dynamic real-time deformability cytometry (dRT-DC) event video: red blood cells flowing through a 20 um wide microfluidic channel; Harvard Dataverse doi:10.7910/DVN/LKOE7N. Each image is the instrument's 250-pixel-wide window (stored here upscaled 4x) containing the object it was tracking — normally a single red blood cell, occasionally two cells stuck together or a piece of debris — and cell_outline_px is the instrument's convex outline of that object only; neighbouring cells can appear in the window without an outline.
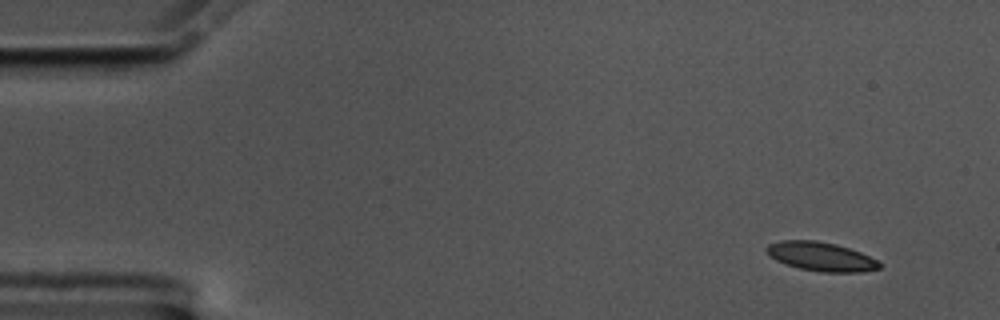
{"species": "common noctule bat (a hibernating species)", "species_latin": "Nyctalus noctula", "temperature_condition": "cold", "stored_images_in_passage": 54, "camera_frame_rate_fps": 3000, "um_per_image_px": 0.085, "animal": {"sex": "male", "body_mass_g": 17.5, "forearm_length_mm": 52.3}, "frame": {"image": 1, "passage_image": 1, "time_ms": 0.0, "image_size_px": [1000, 320], "cell_outline_px": [[880, 268], [860, 272], [820, 272], [800, 268], [776, 260], [764, 248], [768, 244], [780, 240], [816, 240], [836, 244], [860, 252], [876, 260], [880, 264]], "centroid_in_image_um": [69.77, 21.8], "position_along_channel_um": 15.2, "area_um2": 18.79}}
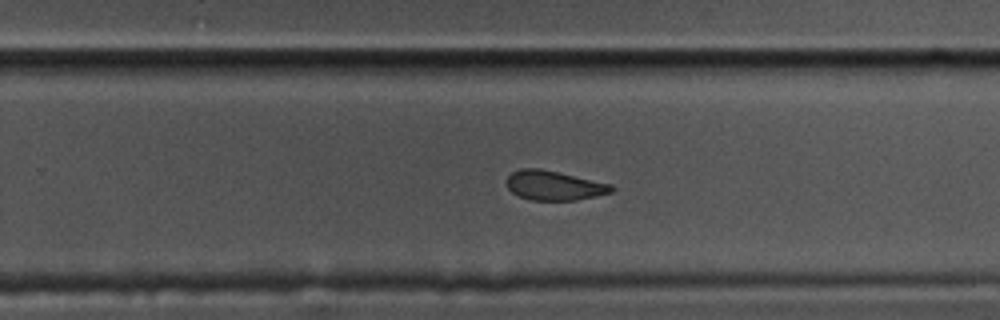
{"frame": {"image": 2, "passage_image": 33, "time_ms": 10.667, "image_size_px": [1000, 320], "cell_outline_px": [[616, 188], [612, 192], [596, 196], [576, 200], [528, 200], [512, 192], [508, 188], [504, 180], [512, 172], [520, 168], [540, 168], [612, 184]], "centroid_in_image_um": [47.08, 15.76], "position_along_channel_um": 282.7, "area_um2": 18.15}}
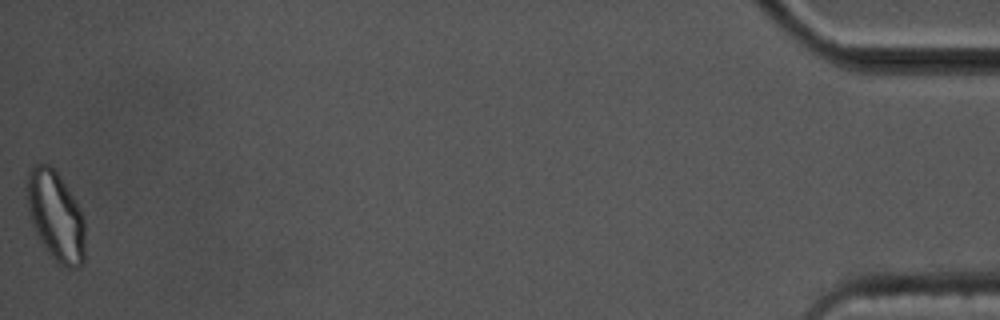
{"frame": {"image": 3, "passage_image": 54, "time_ms": 17.667, "image_size_px": [1000, 320], "cell_outline_px": [[84, 260], [76, 268], [68, 268], [60, 264], [44, 248], [36, 236], [32, 224], [28, 208], [28, 172], [32, 164], [48, 164], [60, 176], [80, 208], [84, 220]], "centroid_in_image_um": [4.73, 18.37], "position_along_channel_um": 430.5, "area_um2": 30.11}, "authors_computed_cell_mechanics": {"area_um2": 19.7676, "velocity_mm_per_s": 3.4973, "shape_relaxation_time_tau1_ms": null, "shape_relaxation_time_tau2_ms": 2.3816, "deformation_change_tau1": null, "deformation_change_tau2": 0.0863}}